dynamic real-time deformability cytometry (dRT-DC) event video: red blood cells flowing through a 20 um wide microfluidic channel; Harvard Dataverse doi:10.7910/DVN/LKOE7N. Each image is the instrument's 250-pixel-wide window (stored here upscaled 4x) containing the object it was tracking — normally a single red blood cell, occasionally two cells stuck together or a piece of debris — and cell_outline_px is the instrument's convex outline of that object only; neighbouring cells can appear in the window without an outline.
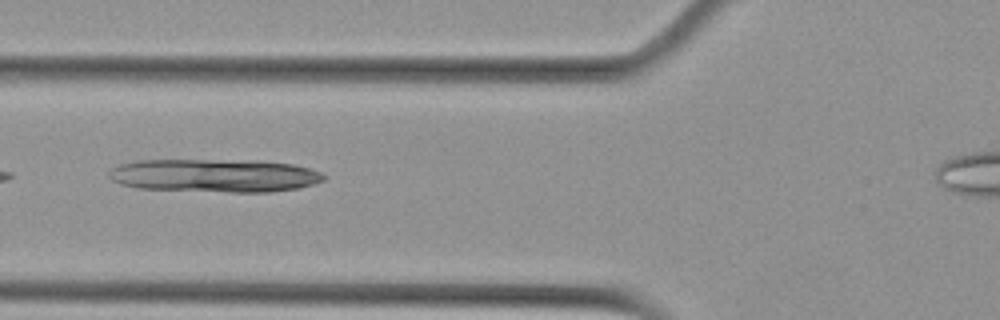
{"species": "Egyptian fruit bat (a non-hibernating species)", "species_latin": "Rousettus aegyptiacus", "temperature_condition": "cold", "stored_images_in_passage": 3, "camera_frame_rate_fps": 3000, "um_per_image_px": 0.085, "animal": {"sex": "female"}, "frame": {"image": 1, "passage_image": 2, "time_ms": 0.333, "image_size_px": [1000, 320], "cell_outline_px": [[328, 176], [324, 180], [300, 188], [268, 192], [228, 192], [140, 188], [120, 184], [112, 180], [108, 176], [108, 172], [112, 168], [120, 164], [136, 160], [260, 160], [292, 164], [308, 168], [320, 172]], "centroid_in_image_um": [18.25, 14.91], "position_along_channel_um": 107.5, "area_um2": 41.79}}
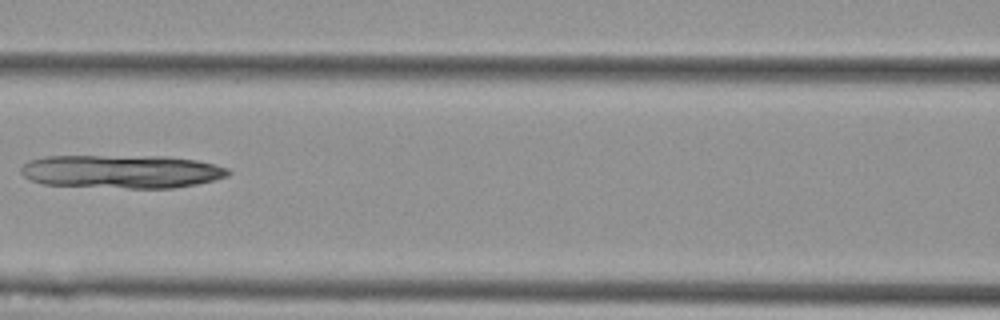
{"frame": {"image": 2, "passage_image": 3, "time_ms": 0.667, "image_size_px": [1000, 320], "cell_outline_px": [[232, 172], [228, 176], [196, 184], [172, 188], [128, 188], [44, 184], [32, 180], [24, 176], [20, 172], [20, 168], [28, 160], [44, 156], [168, 156], [196, 160], [216, 164], [228, 168]], "centroid_in_image_um": [10.36, 14.57], "position_along_channel_um": 156.2, "area_um2": 40.46}}